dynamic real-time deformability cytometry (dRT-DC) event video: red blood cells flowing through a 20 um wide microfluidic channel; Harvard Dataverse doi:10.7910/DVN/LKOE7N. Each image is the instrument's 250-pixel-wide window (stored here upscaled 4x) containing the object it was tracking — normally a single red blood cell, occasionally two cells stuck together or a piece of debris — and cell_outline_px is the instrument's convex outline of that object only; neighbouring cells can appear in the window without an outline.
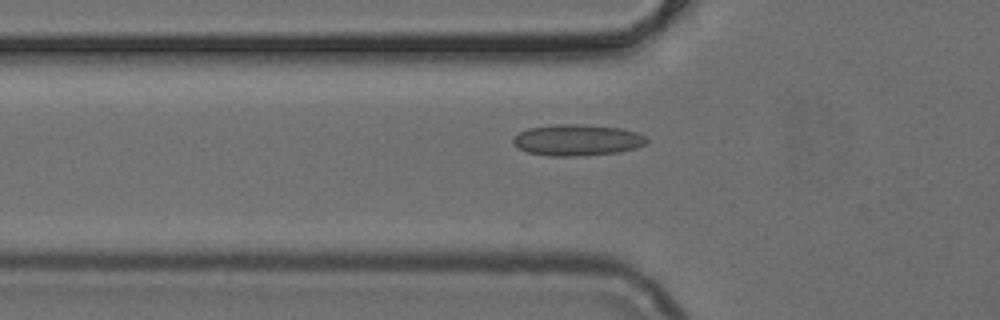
{"species": "common noctule bat (a hibernating species)", "species_latin": "Nyctalus noctula", "temperature_condition": "cold", "stored_images_in_passage": 33, "camera_frame_rate_fps": 3000, "um_per_image_px": 0.085, "animal": {"sex": "female", "body_mass_g": 24.6, "forearm_length_mm": 56.2}, "frame": {"image": 1, "passage_image": 3, "time_ms": 0.667, "image_size_px": [1000, 320], "cell_outline_px": [[648, 144], [636, 148], [620, 152], [580, 156], [548, 156], [528, 152], [512, 144], [512, 140], [520, 132], [528, 128], [556, 124], [576, 124], [624, 128], [636, 132], [644, 136], [648, 140]], "centroid_in_image_um": [49.09, 11.91], "position_along_channel_um": 76.7, "area_um2": 24.45}}
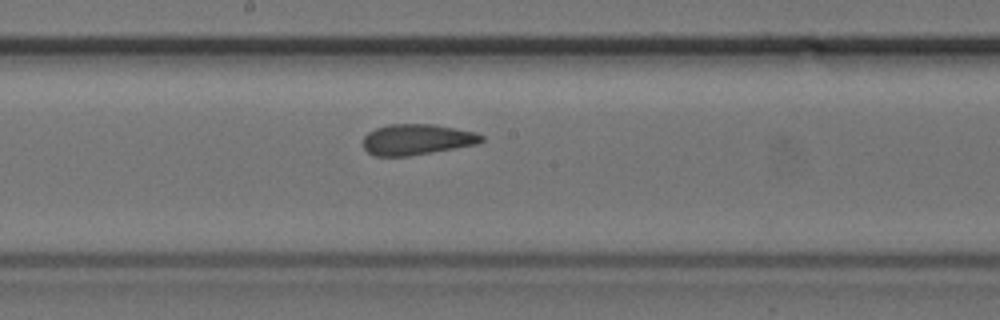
{"frame": {"image": 2, "passage_image": 13, "time_ms": 4.0, "image_size_px": [1000, 320], "cell_outline_px": [[484, 140], [476, 144], [432, 152], [408, 156], [376, 156], [368, 152], [364, 148], [364, 136], [368, 132], [376, 128], [388, 124], [436, 124], [476, 132], [484, 136]], "centroid_in_image_um": [35.44, 11.84], "position_along_channel_um": 212.8, "area_um2": 21.21}}
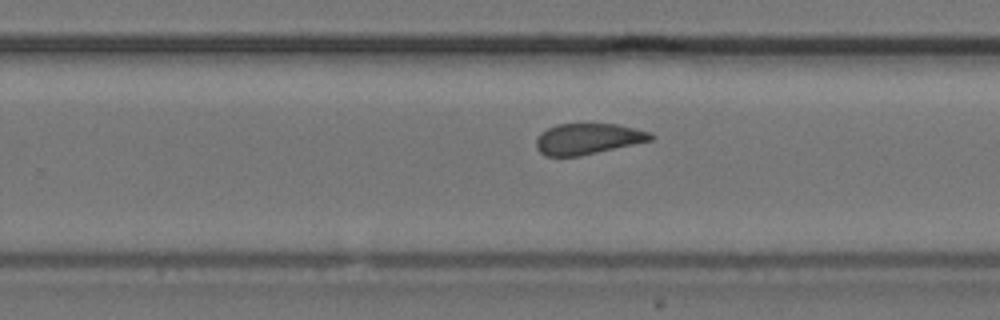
{"frame": {"image": 3, "passage_image": 18, "time_ms": 5.667, "image_size_px": [1000, 320], "cell_outline_px": [[656, 136], [652, 140], [580, 156], [544, 156], [536, 148], [536, 140], [540, 132], [556, 124], [616, 124], [652, 132]], "centroid_in_image_um": [49.97, 11.8], "position_along_channel_um": 279.8, "area_um2": 20.69}}